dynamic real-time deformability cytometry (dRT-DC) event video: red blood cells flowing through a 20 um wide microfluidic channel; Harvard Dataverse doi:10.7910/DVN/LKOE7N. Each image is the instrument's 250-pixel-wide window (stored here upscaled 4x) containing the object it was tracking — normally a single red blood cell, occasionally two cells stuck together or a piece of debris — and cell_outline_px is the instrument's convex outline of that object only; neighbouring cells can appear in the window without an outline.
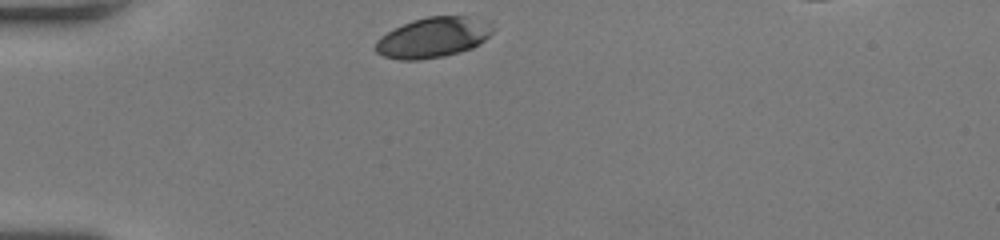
{"species": "human", "species_latin": "Homo sapiens", "temperature_condition": "room temperature", "stored_images_in_passage": 30, "camera_frame_rate_fps": 3000, "um_per_image_px": 0.085, "donor": {"sex": "female"}, "frame": {"image": 1, "passage_image": 1, "time_ms": 0.0, "image_size_px": [1000, 240], "cell_outline_px": [[492, 32], [480, 44], [472, 48], [460, 52], [444, 56], [420, 60], [400, 60], [384, 56], [376, 52], [376, 40], [380, 36], [412, 20], [428, 16], [464, 16], [492, 20]], "centroid_in_image_um": [36.85, 3.18], "position_along_channel_um": 48.1, "area_um2": 27.63}}
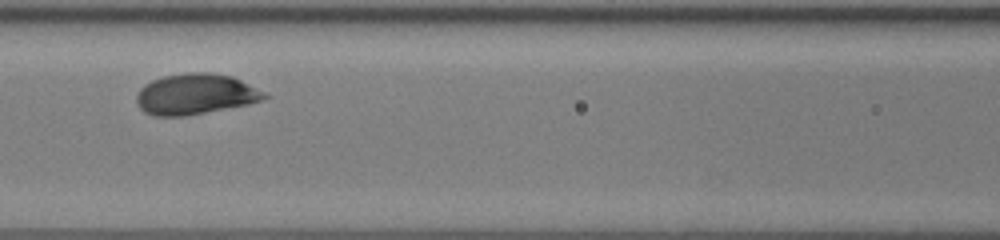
{"frame": {"image": 2, "passage_image": 11, "time_ms": 3.333, "image_size_px": [1000, 240], "cell_outline_px": [[268, 96], [260, 100], [248, 104], [184, 116], [152, 116], [144, 112], [140, 108], [136, 100], [136, 96], [140, 88], [144, 84], [152, 80], [164, 76], [188, 72], [212, 72], [232, 76], [264, 92]], "centroid_in_image_um": [16.56, 8.0], "position_along_channel_um": 150.0, "area_um2": 30.17}}
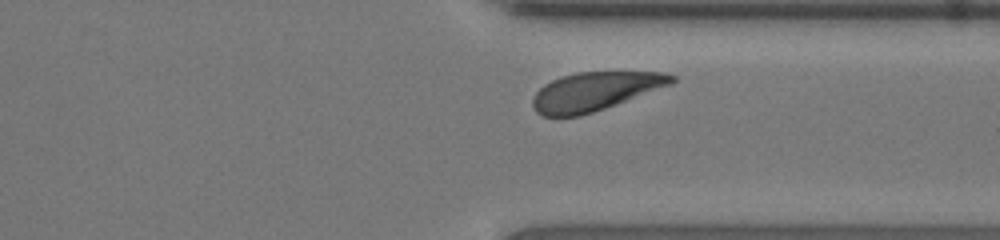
{"frame": {"image": 3, "passage_image": 27, "time_ms": 8.667, "image_size_px": [1000, 240], "cell_outline_px": [[676, 80], [672, 84], [604, 108], [580, 116], [544, 116], [536, 112], [532, 104], [532, 100], [536, 92], [544, 84], [552, 80], [576, 72], [664, 72], [676, 76]], "centroid_in_image_um": [50.57, 7.76], "position_along_channel_um": 360.8, "area_um2": 30.87}, "authors_computed_cell_mechanics": {"area_um2": 30.2005, "velocity_mm_per_s": 3.925, "shape_relaxation_time_tau1_ms": 1.8668, "shape_relaxation_time_tau2_ms": null, "deformation_change_tau1": 0.1145, "deformation_change_tau2": null}}